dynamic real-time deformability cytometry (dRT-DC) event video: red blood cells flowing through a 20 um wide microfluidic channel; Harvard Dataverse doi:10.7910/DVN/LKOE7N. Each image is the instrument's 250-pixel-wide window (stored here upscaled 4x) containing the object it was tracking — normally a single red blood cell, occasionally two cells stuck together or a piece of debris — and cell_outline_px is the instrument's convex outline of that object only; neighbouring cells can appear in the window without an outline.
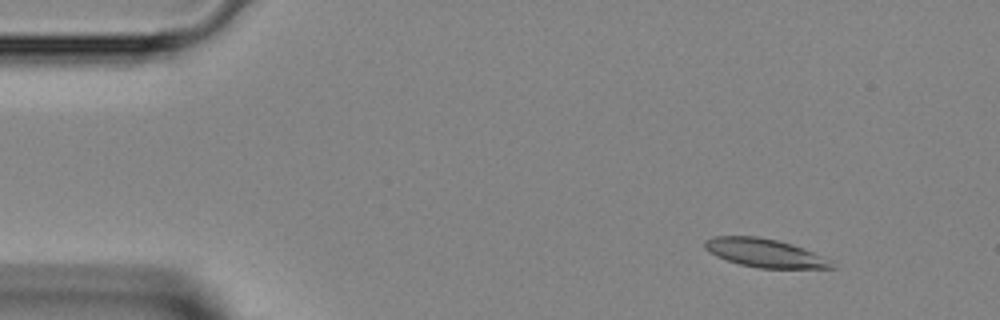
{"species": "Egyptian fruit bat (a non-hibernating species)", "species_latin": "Rousettus aegyptiacus", "temperature_condition": "room temperature", "stored_images_in_passage": 41, "camera_frame_rate_fps": 3000, "um_per_image_px": 0.085, "animal": {"sex": "female"}, "frame": {"image": 1, "passage_image": 1, "time_ms": 0.0, "image_size_px": [1000, 320], "cell_outline_px": [[836, 268], [760, 268], [740, 264], [716, 256], [708, 252], [704, 248], [704, 240], [712, 236], [756, 236], [776, 240], [792, 244], [804, 248], [832, 260]], "centroid_in_image_um": [65.0, 21.5], "position_along_channel_um": 20.0, "area_um2": 21.1}}
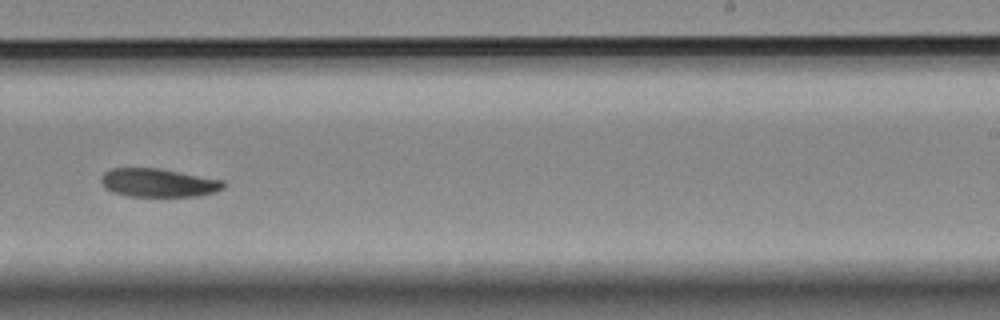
{"frame": {"image": 2, "passage_image": 24, "time_ms": 7.667, "image_size_px": [1000, 320], "cell_outline_px": [[224, 188], [216, 192], [200, 196], [128, 196], [112, 192], [104, 188], [100, 180], [100, 176], [104, 172], [112, 168], [160, 168], [224, 180]], "centroid_in_image_um": [13.45, 15.53], "position_along_channel_um": 275.6, "area_um2": 20.52}}
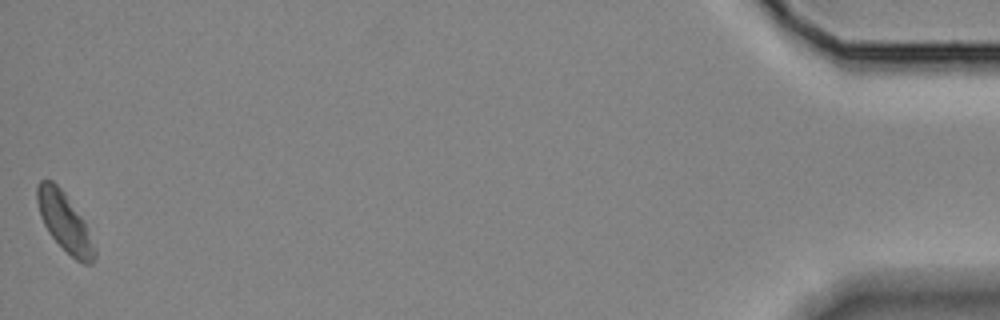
{"frame": {"image": 3, "passage_image": 41, "time_ms": 13.333, "image_size_px": [1000, 320], "cell_outline_px": [[96, 256], [92, 264], [84, 264], [76, 260], [48, 232], [40, 216], [36, 200], [36, 184], [40, 180], [52, 180], [64, 192], [84, 220], [96, 248]], "centroid_in_image_um": [5.49, 18.86], "position_along_channel_um": 429.7, "area_um2": 19.59}}